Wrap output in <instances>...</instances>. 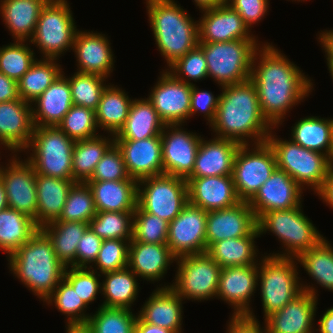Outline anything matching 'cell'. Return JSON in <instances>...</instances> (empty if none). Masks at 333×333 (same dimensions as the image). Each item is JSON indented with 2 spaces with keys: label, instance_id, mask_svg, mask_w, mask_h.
Returning a JSON list of instances; mask_svg holds the SVG:
<instances>
[{
  "label": "cell",
  "instance_id": "cell-1",
  "mask_svg": "<svg viewBox=\"0 0 333 333\" xmlns=\"http://www.w3.org/2000/svg\"><path fill=\"white\" fill-rule=\"evenodd\" d=\"M310 78L274 44L264 41L256 50L250 79L256 87L262 114L277 130L291 109L314 90Z\"/></svg>",
  "mask_w": 333,
  "mask_h": 333
},
{
  "label": "cell",
  "instance_id": "cell-2",
  "mask_svg": "<svg viewBox=\"0 0 333 333\" xmlns=\"http://www.w3.org/2000/svg\"><path fill=\"white\" fill-rule=\"evenodd\" d=\"M220 96L210 131L215 137L232 140L240 145L266 142L274 128L262 114L257 90L251 79L225 85Z\"/></svg>",
  "mask_w": 333,
  "mask_h": 333
},
{
  "label": "cell",
  "instance_id": "cell-3",
  "mask_svg": "<svg viewBox=\"0 0 333 333\" xmlns=\"http://www.w3.org/2000/svg\"><path fill=\"white\" fill-rule=\"evenodd\" d=\"M7 261L9 272L42 302L58 286L66 270L51 241L40 229L10 254Z\"/></svg>",
  "mask_w": 333,
  "mask_h": 333
},
{
  "label": "cell",
  "instance_id": "cell-4",
  "mask_svg": "<svg viewBox=\"0 0 333 333\" xmlns=\"http://www.w3.org/2000/svg\"><path fill=\"white\" fill-rule=\"evenodd\" d=\"M156 48L167 68L199 44L198 21L175 0H145Z\"/></svg>",
  "mask_w": 333,
  "mask_h": 333
},
{
  "label": "cell",
  "instance_id": "cell-5",
  "mask_svg": "<svg viewBox=\"0 0 333 333\" xmlns=\"http://www.w3.org/2000/svg\"><path fill=\"white\" fill-rule=\"evenodd\" d=\"M302 207L301 204L289 210L269 211L257 219L260 237L271 232L281 243L280 247L283 250L269 255L297 259L325 238L312 220L304 214Z\"/></svg>",
  "mask_w": 333,
  "mask_h": 333
},
{
  "label": "cell",
  "instance_id": "cell-6",
  "mask_svg": "<svg viewBox=\"0 0 333 333\" xmlns=\"http://www.w3.org/2000/svg\"><path fill=\"white\" fill-rule=\"evenodd\" d=\"M275 131L274 127L266 142L275 154L277 168L285 171L304 191L308 188L316 194L333 162L325 154L306 149L290 138H279Z\"/></svg>",
  "mask_w": 333,
  "mask_h": 333
},
{
  "label": "cell",
  "instance_id": "cell-7",
  "mask_svg": "<svg viewBox=\"0 0 333 333\" xmlns=\"http://www.w3.org/2000/svg\"><path fill=\"white\" fill-rule=\"evenodd\" d=\"M266 254V255H265ZM258 283L263 318L281 310L301 292L300 270L297 259L260 254ZM263 256V257H262Z\"/></svg>",
  "mask_w": 333,
  "mask_h": 333
},
{
  "label": "cell",
  "instance_id": "cell-8",
  "mask_svg": "<svg viewBox=\"0 0 333 333\" xmlns=\"http://www.w3.org/2000/svg\"><path fill=\"white\" fill-rule=\"evenodd\" d=\"M74 144L75 141L58 126H34L30 143L24 150L25 159L34 167L36 174L73 179Z\"/></svg>",
  "mask_w": 333,
  "mask_h": 333
},
{
  "label": "cell",
  "instance_id": "cell-9",
  "mask_svg": "<svg viewBox=\"0 0 333 333\" xmlns=\"http://www.w3.org/2000/svg\"><path fill=\"white\" fill-rule=\"evenodd\" d=\"M260 40H232L228 42L199 43L207 62L208 78L214 79L219 89L247 81Z\"/></svg>",
  "mask_w": 333,
  "mask_h": 333
},
{
  "label": "cell",
  "instance_id": "cell-10",
  "mask_svg": "<svg viewBox=\"0 0 333 333\" xmlns=\"http://www.w3.org/2000/svg\"><path fill=\"white\" fill-rule=\"evenodd\" d=\"M68 0H49L39 15L30 44L41 58L58 59L71 52L77 28Z\"/></svg>",
  "mask_w": 333,
  "mask_h": 333
},
{
  "label": "cell",
  "instance_id": "cell-11",
  "mask_svg": "<svg viewBox=\"0 0 333 333\" xmlns=\"http://www.w3.org/2000/svg\"><path fill=\"white\" fill-rule=\"evenodd\" d=\"M175 264L172 283H157V288L171 287L184 301L216 298L221 267L207 253L180 256Z\"/></svg>",
  "mask_w": 333,
  "mask_h": 333
},
{
  "label": "cell",
  "instance_id": "cell-12",
  "mask_svg": "<svg viewBox=\"0 0 333 333\" xmlns=\"http://www.w3.org/2000/svg\"><path fill=\"white\" fill-rule=\"evenodd\" d=\"M189 203L186 179L161 174L137 184V205L145 212L171 222Z\"/></svg>",
  "mask_w": 333,
  "mask_h": 333
},
{
  "label": "cell",
  "instance_id": "cell-13",
  "mask_svg": "<svg viewBox=\"0 0 333 333\" xmlns=\"http://www.w3.org/2000/svg\"><path fill=\"white\" fill-rule=\"evenodd\" d=\"M276 168L275 154L267 142L240 145L232 172L239 199L248 202Z\"/></svg>",
  "mask_w": 333,
  "mask_h": 333
},
{
  "label": "cell",
  "instance_id": "cell-14",
  "mask_svg": "<svg viewBox=\"0 0 333 333\" xmlns=\"http://www.w3.org/2000/svg\"><path fill=\"white\" fill-rule=\"evenodd\" d=\"M19 155L10 154L7 164L0 163V180L6 192L8 207L28 215L36 222V172L25 157L23 160Z\"/></svg>",
  "mask_w": 333,
  "mask_h": 333
},
{
  "label": "cell",
  "instance_id": "cell-15",
  "mask_svg": "<svg viewBox=\"0 0 333 333\" xmlns=\"http://www.w3.org/2000/svg\"><path fill=\"white\" fill-rule=\"evenodd\" d=\"M185 124L165 125L161 133L163 174L187 179L195 166L203 135L184 128Z\"/></svg>",
  "mask_w": 333,
  "mask_h": 333
},
{
  "label": "cell",
  "instance_id": "cell-16",
  "mask_svg": "<svg viewBox=\"0 0 333 333\" xmlns=\"http://www.w3.org/2000/svg\"><path fill=\"white\" fill-rule=\"evenodd\" d=\"M161 70L147 99L165 125L187 124L192 85L178 80L166 69Z\"/></svg>",
  "mask_w": 333,
  "mask_h": 333
},
{
  "label": "cell",
  "instance_id": "cell-17",
  "mask_svg": "<svg viewBox=\"0 0 333 333\" xmlns=\"http://www.w3.org/2000/svg\"><path fill=\"white\" fill-rule=\"evenodd\" d=\"M208 211L188 203L168 227L167 245L176 257L207 252Z\"/></svg>",
  "mask_w": 333,
  "mask_h": 333
},
{
  "label": "cell",
  "instance_id": "cell-18",
  "mask_svg": "<svg viewBox=\"0 0 333 333\" xmlns=\"http://www.w3.org/2000/svg\"><path fill=\"white\" fill-rule=\"evenodd\" d=\"M257 283L258 264L223 268L219 275L216 298L233 309V316L247 315L251 319L259 320L251 307L254 293H257Z\"/></svg>",
  "mask_w": 333,
  "mask_h": 333
},
{
  "label": "cell",
  "instance_id": "cell-19",
  "mask_svg": "<svg viewBox=\"0 0 333 333\" xmlns=\"http://www.w3.org/2000/svg\"><path fill=\"white\" fill-rule=\"evenodd\" d=\"M198 20L199 43L232 40H259L241 16L227 3L200 10Z\"/></svg>",
  "mask_w": 333,
  "mask_h": 333
},
{
  "label": "cell",
  "instance_id": "cell-20",
  "mask_svg": "<svg viewBox=\"0 0 333 333\" xmlns=\"http://www.w3.org/2000/svg\"><path fill=\"white\" fill-rule=\"evenodd\" d=\"M303 191L285 171L276 168L248 204L258 219L269 211L289 210L300 206L304 201Z\"/></svg>",
  "mask_w": 333,
  "mask_h": 333
},
{
  "label": "cell",
  "instance_id": "cell-21",
  "mask_svg": "<svg viewBox=\"0 0 333 333\" xmlns=\"http://www.w3.org/2000/svg\"><path fill=\"white\" fill-rule=\"evenodd\" d=\"M111 44L105 33L78 30L72 48L76 58L75 71L110 78L116 58Z\"/></svg>",
  "mask_w": 333,
  "mask_h": 333
},
{
  "label": "cell",
  "instance_id": "cell-22",
  "mask_svg": "<svg viewBox=\"0 0 333 333\" xmlns=\"http://www.w3.org/2000/svg\"><path fill=\"white\" fill-rule=\"evenodd\" d=\"M34 124L32 106L21 98L0 103V147L20 154L30 143Z\"/></svg>",
  "mask_w": 333,
  "mask_h": 333
},
{
  "label": "cell",
  "instance_id": "cell-23",
  "mask_svg": "<svg viewBox=\"0 0 333 333\" xmlns=\"http://www.w3.org/2000/svg\"><path fill=\"white\" fill-rule=\"evenodd\" d=\"M257 228V219L248 202L233 207L211 210L207 213V250L215 243L228 238L249 236Z\"/></svg>",
  "mask_w": 333,
  "mask_h": 333
},
{
  "label": "cell",
  "instance_id": "cell-24",
  "mask_svg": "<svg viewBox=\"0 0 333 333\" xmlns=\"http://www.w3.org/2000/svg\"><path fill=\"white\" fill-rule=\"evenodd\" d=\"M130 178L137 182L163 174L161 135L141 140H115Z\"/></svg>",
  "mask_w": 333,
  "mask_h": 333
},
{
  "label": "cell",
  "instance_id": "cell-25",
  "mask_svg": "<svg viewBox=\"0 0 333 333\" xmlns=\"http://www.w3.org/2000/svg\"><path fill=\"white\" fill-rule=\"evenodd\" d=\"M318 298L302 291L264 319L268 333H315Z\"/></svg>",
  "mask_w": 333,
  "mask_h": 333
},
{
  "label": "cell",
  "instance_id": "cell-26",
  "mask_svg": "<svg viewBox=\"0 0 333 333\" xmlns=\"http://www.w3.org/2000/svg\"><path fill=\"white\" fill-rule=\"evenodd\" d=\"M189 203L206 211L230 208L241 202L232 175L188 177Z\"/></svg>",
  "mask_w": 333,
  "mask_h": 333
},
{
  "label": "cell",
  "instance_id": "cell-27",
  "mask_svg": "<svg viewBox=\"0 0 333 333\" xmlns=\"http://www.w3.org/2000/svg\"><path fill=\"white\" fill-rule=\"evenodd\" d=\"M176 257L167 244H152L130 241L128 268L143 281L156 283L174 266Z\"/></svg>",
  "mask_w": 333,
  "mask_h": 333
},
{
  "label": "cell",
  "instance_id": "cell-28",
  "mask_svg": "<svg viewBox=\"0 0 333 333\" xmlns=\"http://www.w3.org/2000/svg\"><path fill=\"white\" fill-rule=\"evenodd\" d=\"M184 300L171 288H155L137 312L146 323L183 333Z\"/></svg>",
  "mask_w": 333,
  "mask_h": 333
},
{
  "label": "cell",
  "instance_id": "cell-29",
  "mask_svg": "<svg viewBox=\"0 0 333 333\" xmlns=\"http://www.w3.org/2000/svg\"><path fill=\"white\" fill-rule=\"evenodd\" d=\"M240 144L232 140L202 136L195 159V166L189 177H210L232 175L233 163Z\"/></svg>",
  "mask_w": 333,
  "mask_h": 333
},
{
  "label": "cell",
  "instance_id": "cell-30",
  "mask_svg": "<svg viewBox=\"0 0 333 333\" xmlns=\"http://www.w3.org/2000/svg\"><path fill=\"white\" fill-rule=\"evenodd\" d=\"M34 126H57L73 106L71 88L64 71L32 103Z\"/></svg>",
  "mask_w": 333,
  "mask_h": 333
},
{
  "label": "cell",
  "instance_id": "cell-31",
  "mask_svg": "<svg viewBox=\"0 0 333 333\" xmlns=\"http://www.w3.org/2000/svg\"><path fill=\"white\" fill-rule=\"evenodd\" d=\"M49 0H0V17L12 41H30L42 8Z\"/></svg>",
  "mask_w": 333,
  "mask_h": 333
},
{
  "label": "cell",
  "instance_id": "cell-32",
  "mask_svg": "<svg viewBox=\"0 0 333 333\" xmlns=\"http://www.w3.org/2000/svg\"><path fill=\"white\" fill-rule=\"evenodd\" d=\"M297 261L314 281V284L310 285V283L306 281L304 283L303 279H300L302 291H306L316 298L319 297L317 290L319 287L333 292V244L331 241L325 237L317 246L303 252Z\"/></svg>",
  "mask_w": 333,
  "mask_h": 333
},
{
  "label": "cell",
  "instance_id": "cell-33",
  "mask_svg": "<svg viewBox=\"0 0 333 333\" xmlns=\"http://www.w3.org/2000/svg\"><path fill=\"white\" fill-rule=\"evenodd\" d=\"M76 182L36 174L37 211L35 225H44L58 220L62 214L69 190Z\"/></svg>",
  "mask_w": 333,
  "mask_h": 333
},
{
  "label": "cell",
  "instance_id": "cell-34",
  "mask_svg": "<svg viewBox=\"0 0 333 333\" xmlns=\"http://www.w3.org/2000/svg\"><path fill=\"white\" fill-rule=\"evenodd\" d=\"M97 211H135L137 206L136 180L87 181Z\"/></svg>",
  "mask_w": 333,
  "mask_h": 333
},
{
  "label": "cell",
  "instance_id": "cell-35",
  "mask_svg": "<svg viewBox=\"0 0 333 333\" xmlns=\"http://www.w3.org/2000/svg\"><path fill=\"white\" fill-rule=\"evenodd\" d=\"M259 231L256 228L249 236L228 238L215 242L207 254L223 268L233 266L257 265L261 259L260 251L256 246V239L259 238Z\"/></svg>",
  "mask_w": 333,
  "mask_h": 333
},
{
  "label": "cell",
  "instance_id": "cell-36",
  "mask_svg": "<svg viewBox=\"0 0 333 333\" xmlns=\"http://www.w3.org/2000/svg\"><path fill=\"white\" fill-rule=\"evenodd\" d=\"M291 128L290 139L293 142L325 154L333 162V118L306 116Z\"/></svg>",
  "mask_w": 333,
  "mask_h": 333
},
{
  "label": "cell",
  "instance_id": "cell-37",
  "mask_svg": "<svg viewBox=\"0 0 333 333\" xmlns=\"http://www.w3.org/2000/svg\"><path fill=\"white\" fill-rule=\"evenodd\" d=\"M125 89L109 83L101 96L98 107L95 111L96 123L103 133L117 135L125 125L129 110L132 104Z\"/></svg>",
  "mask_w": 333,
  "mask_h": 333
},
{
  "label": "cell",
  "instance_id": "cell-38",
  "mask_svg": "<svg viewBox=\"0 0 333 333\" xmlns=\"http://www.w3.org/2000/svg\"><path fill=\"white\" fill-rule=\"evenodd\" d=\"M164 127L165 123L146 97L133 98L125 125L115 135V140H141L158 136Z\"/></svg>",
  "mask_w": 333,
  "mask_h": 333
},
{
  "label": "cell",
  "instance_id": "cell-39",
  "mask_svg": "<svg viewBox=\"0 0 333 333\" xmlns=\"http://www.w3.org/2000/svg\"><path fill=\"white\" fill-rule=\"evenodd\" d=\"M101 306L132 309L141 287L140 280L128 267L101 274Z\"/></svg>",
  "mask_w": 333,
  "mask_h": 333
},
{
  "label": "cell",
  "instance_id": "cell-40",
  "mask_svg": "<svg viewBox=\"0 0 333 333\" xmlns=\"http://www.w3.org/2000/svg\"><path fill=\"white\" fill-rule=\"evenodd\" d=\"M88 223L55 220L40 228L49 238L58 260L65 267H76L77 245Z\"/></svg>",
  "mask_w": 333,
  "mask_h": 333
},
{
  "label": "cell",
  "instance_id": "cell-41",
  "mask_svg": "<svg viewBox=\"0 0 333 333\" xmlns=\"http://www.w3.org/2000/svg\"><path fill=\"white\" fill-rule=\"evenodd\" d=\"M107 136V137H106ZM115 144V136L104 133L75 141L72 155L73 181L86 183L102 156Z\"/></svg>",
  "mask_w": 333,
  "mask_h": 333
},
{
  "label": "cell",
  "instance_id": "cell-42",
  "mask_svg": "<svg viewBox=\"0 0 333 333\" xmlns=\"http://www.w3.org/2000/svg\"><path fill=\"white\" fill-rule=\"evenodd\" d=\"M34 220L15 209L7 207L0 211V250L6 257L15 252L20 246L38 231Z\"/></svg>",
  "mask_w": 333,
  "mask_h": 333
},
{
  "label": "cell",
  "instance_id": "cell-43",
  "mask_svg": "<svg viewBox=\"0 0 333 333\" xmlns=\"http://www.w3.org/2000/svg\"><path fill=\"white\" fill-rule=\"evenodd\" d=\"M58 59L40 58L17 82L19 98L28 103L37 99L63 72Z\"/></svg>",
  "mask_w": 333,
  "mask_h": 333
},
{
  "label": "cell",
  "instance_id": "cell-44",
  "mask_svg": "<svg viewBox=\"0 0 333 333\" xmlns=\"http://www.w3.org/2000/svg\"><path fill=\"white\" fill-rule=\"evenodd\" d=\"M43 305L55 306L58 312L66 316V324H85L91 315L86 313L89 307L64 278L43 301Z\"/></svg>",
  "mask_w": 333,
  "mask_h": 333
},
{
  "label": "cell",
  "instance_id": "cell-45",
  "mask_svg": "<svg viewBox=\"0 0 333 333\" xmlns=\"http://www.w3.org/2000/svg\"><path fill=\"white\" fill-rule=\"evenodd\" d=\"M134 310L98 305L87 324L93 333H134L138 317Z\"/></svg>",
  "mask_w": 333,
  "mask_h": 333
},
{
  "label": "cell",
  "instance_id": "cell-46",
  "mask_svg": "<svg viewBox=\"0 0 333 333\" xmlns=\"http://www.w3.org/2000/svg\"><path fill=\"white\" fill-rule=\"evenodd\" d=\"M134 211H97L88 223L89 228L102 240H132Z\"/></svg>",
  "mask_w": 333,
  "mask_h": 333
},
{
  "label": "cell",
  "instance_id": "cell-47",
  "mask_svg": "<svg viewBox=\"0 0 333 333\" xmlns=\"http://www.w3.org/2000/svg\"><path fill=\"white\" fill-rule=\"evenodd\" d=\"M70 84L73 105L82 106L96 111L102 93L109 84V79L96 74L81 73L65 75ZM108 82V83H107ZM107 83V84H106Z\"/></svg>",
  "mask_w": 333,
  "mask_h": 333
},
{
  "label": "cell",
  "instance_id": "cell-48",
  "mask_svg": "<svg viewBox=\"0 0 333 333\" xmlns=\"http://www.w3.org/2000/svg\"><path fill=\"white\" fill-rule=\"evenodd\" d=\"M29 41H14L0 47V73L19 81L37 57Z\"/></svg>",
  "mask_w": 333,
  "mask_h": 333
},
{
  "label": "cell",
  "instance_id": "cell-49",
  "mask_svg": "<svg viewBox=\"0 0 333 333\" xmlns=\"http://www.w3.org/2000/svg\"><path fill=\"white\" fill-rule=\"evenodd\" d=\"M97 213L93 193L87 183L76 182L69 190L58 221L89 223Z\"/></svg>",
  "mask_w": 333,
  "mask_h": 333
},
{
  "label": "cell",
  "instance_id": "cell-50",
  "mask_svg": "<svg viewBox=\"0 0 333 333\" xmlns=\"http://www.w3.org/2000/svg\"><path fill=\"white\" fill-rule=\"evenodd\" d=\"M57 126L74 141L89 139L100 134L95 111L82 106L73 105Z\"/></svg>",
  "mask_w": 333,
  "mask_h": 333
},
{
  "label": "cell",
  "instance_id": "cell-51",
  "mask_svg": "<svg viewBox=\"0 0 333 333\" xmlns=\"http://www.w3.org/2000/svg\"><path fill=\"white\" fill-rule=\"evenodd\" d=\"M169 222L143 211L138 205L133 214L132 240L152 244H167Z\"/></svg>",
  "mask_w": 333,
  "mask_h": 333
},
{
  "label": "cell",
  "instance_id": "cell-52",
  "mask_svg": "<svg viewBox=\"0 0 333 333\" xmlns=\"http://www.w3.org/2000/svg\"><path fill=\"white\" fill-rule=\"evenodd\" d=\"M165 69L178 80L190 85L208 79L207 62L203 49L199 45L177 59L168 68L165 67Z\"/></svg>",
  "mask_w": 333,
  "mask_h": 333
},
{
  "label": "cell",
  "instance_id": "cell-53",
  "mask_svg": "<svg viewBox=\"0 0 333 333\" xmlns=\"http://www.w3.org/2000/svg\"><path fill=\"white\" fill-rule=\"evenodd\" d=\"M129 243L122 239L103 240L97 259L90 269L103 274L128 267Z\"/></svg>",
  "mask_w": 333,
  "mask_h": 333
},
{
  "label": "cell",
  "instance_id": "cell-54",
  "mask_svg": "<svg viewBox=\"0 0 333 333\" xmlns=\"http://www.w3.org/2000/svg\"><path fill=\"white\" fill-rule=\"evenodd\" d=\"M100 277L101 274L90 268L66 267L64 273V279L88 307L102 293Z\"/></svg>",
  "mask_w": 333,
  "mask_h": 333
},
{
  "label": "cell",
  "instance_id": "cell-55",
  "mask_svg": "<svg viewBox=\"0 0 333 333\" xmlns=\"http://www.w3.org/2000/svg\"><path fill=\"white\" fill-rule=\"evenodd\" d=\"M108 180H135L128 175L122 153L115 144L102 156L88 181Z\"/></svg>",
  "mask_w": 333,
  "mask_h": 333
},
{
  "label": "cell",
  "instance_id": "cell-56",
  "mask_svg": "<svg viewBox=\"0 0 333 333\" xmlns=\"http://www.w3.org/2000/svg\"><path fill=\"white\" fill-rule=\"evenodd\" d=\"M219 96L214 95L211 91L202 90L195 85H192L190 99V119L196 114H203L207 125L214 121L218 107Z\"/></svg>",
  "mask_w": 333,
  "mask_h": 333
},
{
  "label": "cell",
  "instance_id": "cell-57",
  "mask_svg": "<svg viewBox=\"0 0 333 333\" xmlns=\"http://www.w3.org/2000/svg\"><path fill=\"white\" fill-rule=\"evenodd\" d=\"M270 0H227L229 4L244 20L250 30L253 25L260 23L268 15Z\"/></svg>",
  "mask_w": 333,
  "mask_h": 333
},
{
  "label": "cell",
  "instance_id": "cell-58",
  "mask_svg": "<svg viewBox=\"0 0 333 333\" xmlns=\"http://www.w3.org/2000/svg\"><path fill=\"white\" fill-rule=\"evenodd\" d=\"M103 240L88 228L77 245L76 268H90L97 259Z\"/></svg>",
  "mask_w": 333,
  "mask_h": 333
},
{
  "label": "cell",
  "instance_id": "cell-59",
  "mask_svg": "<svg viewBox=\"0 0 333 333\" xmlns=\"http://www.w3.org/2000/svg\"><path fill=\"white\" fill-rule=\"evenodd\" d=\"M262 325L260 321L251 319L247 315H231L229 316L225 333H268L265 322Z\"/></svg>",
  "mask_w": 333,
  "mask_h": 333
},
{
  "label": "cell",
  "instance_id": "cell-60",
  "mask_svg": "<svg viewBox=\"0 0 333 333\" xmlns=\"http://www.w3.org/2000/svg\"><path fill=\"white\" fill-rule=\"evenodd\" d=\"M18 85L17 81L9 78L3 73H0V103L12 100H18Z\"/></svg>",
  "mask_w": 333,
  "mask_h": 333
},
{
  "label": "cell",
  "instance_id": "cell-61",
  "mask_svg": "<svg viewBox=\"0 0 333 333\" xmlns=\"http://www.w3.org/2000/svg\"><path fill=\"white\" fill-rule=\"evenodd\" d=\"M316 36L317 41L320 44V47L325 53L324 57L326 58L327 65H333V29L330 30L324 29L323 31L320 30Z\"/></svg>",
  "mask_w": 333,
  "mask_h": 333
},
{
  "label": "cell",
  "instance_id": "cell-62",
  "mask_svg": "<svg viewBox=\"0 0 333 333\" xmlns=\"http://www.w3.org/2000/svg\"><path fill=\"white\" fill-rule=\"evenodd\" d=\"M322 202L333 209V165L329 168L322 188L316 193Z\"/></svg>",
  "mask_w": 333,
  "mask_h": 333
},
{
  "label": "cell",
  "instance_id": "cell-63",
  "mask_svg": "<svg viewBox=\"0 0 333 333\" xmlns=\"http://www.w3.org/2000/svg\"><path fill=\"white\" fill-rule=\"evenodd\" d=\"M317 323L315 333H333V306L322 313Z\"/></svg>",
  "mask_w": 333,
  "mask_h": 333
},
{
  "label": "cell",
  "instance_id": "cell-64",
  "mask_svg": "<svg viewBox=\"0 0 333 333\" xmlns=\"http://www.w3.org/2000/svg\"><path fill=\"white\" fill-rule=\"evenodd\" d=\"M134 333H175V332L166 328H162L156 325L143 322L139 317H137L134 326Z\"/></svg>",
  "mask_w": 333,
  "mask_h": 333
},
{
  "label": "cell",
  "instance_id": "cell-65",
  "mask_svg": "<svg viewBox=\"0 0 333 333\" xmlns=\"http://www.w3.org/2000/svg\"><path fill=\"white\" fill-rule=\"evenodd\" d=\"M66 333H93L90 326L85 324H65Z\"/></svg>",
  "mask_w": 333,
  "mask_h": 333
},
{
  "label": "cell",
  "instance_id": "cell-66",
  "mask_svg": "<svg viewBox=\"0 0 333 333\" xmlns=\"http://www.w3.org/2000/svg\"><path fill=\"white\" fill-rule=\"evenodd\" d=\"M227 0H192L196 5V9L198 7L199 11L207 8H213L220 4L226 3Z\"/></svg>",
  "mask_w": 333,
  "mask_h": 333
},
{
  "label": "cell",
  "instance_id": "cell-67",
  "mask_svg": "<svg viewBox=\"0 0 333 333\" xmlns=\"http://www.w3.org/2000/svg\"><path fill=\"white\" fill-rule=\"evenodd\" d=\"M8 207L7 196L3 186V182L0 180V211Z\"/></svg>",
  "mask_w": 333,
  "mask_h": 333
},
{
  "label": "cell",
  "instance_id": "cell-68",
  "mask_svg": "<svg viewBox=\"0 0 333 333\" xmlns=\"http://www.w3.org/2000/svg\"><path fill=\"white\" fill-rule=\"evenodd\" d=\"M329 74L331 76L332 82H333V65H327Z\"/></svg>",
  "mask_w": 333,
  "mask_h": 333
},
{
  "label": "cell",
  "instance_id": "cell-69",
  "mask_svg": "<svg viewBox=\"0 0 333 333\" xmlns=\"http://www.w3.org/2000/svg\"><path fill=\"white\" fill-rule=\"evenodd\" d=\"M287 1H288V0H287ZM289 1H290V0H289ZM293 1H294V2H300V1H301V2H302V1H303V2H304V1L307 2V0H292V2H293Z\"/></svg>",
  "mask_w": 333,
  "mask_h": 333
}]
</instances>
